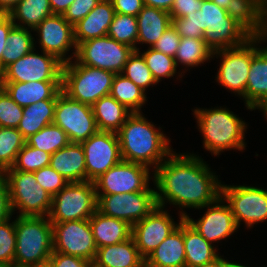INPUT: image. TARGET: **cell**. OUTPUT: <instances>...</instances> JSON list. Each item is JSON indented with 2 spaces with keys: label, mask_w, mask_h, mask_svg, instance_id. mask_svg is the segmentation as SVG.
<instances>
[{
  "label": "cell",
  "mask_w": 267,
  "mask_h": 267,
  "mask_svg": "<svg viewBox=\"0 0 267 267\" xmlns=\"http://www.w3.org/2000/svg\"><path fill=\"white\" fill-rule=\"evenodd\" d=\"M153 176L157 206L173 205L179 210L178 218L186 217L185 209H200L221 196L220 175L198 153L173 151Z\"/></svg>",
  "instance_id": "6da1fadb"
},
{
  "label": "cell",
  "mask_w": 267,
  "mask_h": 267,
  "mask_svg": "<svg viewBox=\"0 0 267 267\" xmlns=\"http://www.w3.org/2000/svg\"><path fill=\"white\" fill-rule=\"evenodd\" d=\"M172 25L181 38H203L212 52L240 46L252 37L211 0H203L198 12L172 19Z\"/></svg>",
  "instance_id": "7a4b0ae2"
},
{
  "label": "cell",
  "mask_w": 267,
  "mask_h": 267,
  "mask_svg": "<svg viewBox=\"0 0 267 267\" xmlns=\"http://www.w3.org/2000/svg\"><path fill=\"white\" fill-rule=\"evenodd\" d=\"M133 112L117 132L122 160L155 170L172 152L171 138L162 127Z\"/></svg>",
  "instance_id": "3957f363"
},
{
  "label": "cell",
  "mask_w": 267,
  "mask_h": 267,
  "mask_svg": "<svg viewBox=\"0 0 267 267\" xmlns=\"http://www.w3.org/2000/svg\"><path fill=\"white\" fill-rule=\"evenodd\" d=\"M226 106L192 108L196 126L203 139V148L214 157L225 151L246 149L248 122Z\"/></svg>",
  "instance_id": "277c9868"
},
{
  "label": "cell",
  "mask_w": 267,
  "mask_h": 267,
  "mask_svg": "<svg viewBox=\"0 0 267 267\" xmlns=\"http://www.w3.org/2000/svg\"><path fill=\"white\" fill-rule=\"evenodd\" d=\"M14 267H29L51 257L53 227L48 216H15Z\"/></svg>",
  "instance_id": "5b68a950"
},
{
  "label": "cell",
  "mask_w": 267,
  "mask_h": 267,
  "mask_svg": "<svg viewBox=\"0 0 267 267\" xmlns=\"http://www.w3.org/2000/svg\"><path fill=\"white\" fill-rule=\"evenodd\" d=\"M264 43H267V39L263 36L251 37L240 46L221 49L212 55L213 60L220 59L215 81L220 87L226 88L227 92L243 100L244 106L251 60Z\"/></svg>",
  "instance_id": "8992f818"
},
{
  "label": "cell",
  "mask_w": 267,
  "mask_h": 267,
  "mask_svg": "<svg viewBox=\"0 0 267 267\" xmlns=\"http://www.w3.org/2000/svg\"><path fill=\"white\" fill-rule=\"evenodd\" d=\"M115 75L73 59L63 64L61 89L70 98L92 106L101 97L110 95Z\"/></svg>",
  "instance_id": "52a82bcc"
},
{
  "label": "cell",
  "mask_w": 267,
  "mask_h": 267,
  "mask_svg": "<svg viewBox=\"0 0 267 267\" xmlns=\"http://www.w3.org/2000/svg\"><path fill=\"white\" fill-rule=\"evenodd\" d=\"M3 174L8 183L13 215L15 213L17 216L49 215L52 196L37 183L34 172L5 170Z\"/></svg>",
  "instance_id": "ba28073f"
},
{
  "label": "cell",
  "mask_w": 267,
  "mask_h": 267,
  "mask_svg": "<svg viewBox=\"0 0 267 267\" xmlns=\"http://www.w3.org/2000/svg\"><path fill=\"white\" fill-rule=\"evenodd\" d=\"M221 184V197L229 205L237 227L247 230L267 221V189L259 186ZM242 222V223H241Z\"/></svg>",
  "instance_id": "9c48e42d"
},
{
  "label": "cell",
  "mask_w": 267,
  "mask_h": 267,
  "mask_svg": "<svg viewBox=\"0 0 267 267\" xmlns=\"http://www.w3.org/2000/svg\"><path fill=\"white\" fill-rule=\"evenodd\" d=\"M97 210L94 182L68 183L52 197L50 222L89 219Z\"/></svg>",
  "instance_id": "30bf717a"
},
{
  "label": "cell",
  "mask_w": 267,
  "mask_h": 267,
  "mask_svg": "<svg viewBox=\"0 0 267 267\" xmlns=\"http://www.w3.org/2000/svg\"><path fill=\"white\" fill-rule=\"evenodd\" d=\"M153 175L154 171L143 164L121 160L93 182L96 195L156 191L155 185L150 186Z\"/></svg>",
  "instance_id": "8fae6325"
},
{
  "label": "cell",
  "mask_w": 267,
  "mask_h": 267,
  "mask_svg": "<svg viewBox=\"0 0 267 267\" xmlns=\"http://www.w3.org/2000/svg\"><path fill=\"white\" fill-rule=\"evenodd\" d=\"M37 51L34 48L7 66L0 73V82L62 81L64 63L52 54Z\"/></svg>",
  "instance_id": "7c38bea8"
},
{
  "label": "cell",
  "mask_w": 267,
  "mask_h": 267,
  "mask_svg": "<svg viewBox=\"0 0 267 267\" xmlns=\"http://www.w3.org/2000/svg\"><path fill=\"white\" fill-rule=\"evenodd\" d=\"M134 51V48L104 36L80 43L75 60L82 65L119 74Z\"/></svg>",
  "instance_id": "4fadbf2b"
},
{
  "label": "cell",
  "mask_w": 267,
  "mask_h": 267,
  "mask_svg": "<svg viewBox=\"0 0 267 267\" xmlns=\"http://www.w3.org/2000/svg\"><path fill=\"white\" fill-rule=\"evenodd\" d=\"M53 123L65 131L70 143L81 144L98 131L92 106L70 98L62 90L56 99Z\"/></svg>",
  "instance_id": "5bb4252c"
},
{
  "label": "cell",
  "mask_w": 267,
  "mask_h": 267,
  "mask_svg": "<svg viewBox=\"0 0 267 267\" xmlns=\"http://www.w3.org/2000/svg\"><path fill=\"white\" fill-rule=\"evenodd\" d=\"M33 32L34 36L38 37H34L36 40L34 47L38 50L56 56L63 63L75 59L77 45L74 40L73 25L68 23L62 14H52L46 17Z\"/></svg>",
  "instance_id": "9a60e30c"
},
{
  "label": "cell",
  "mask_w": 267,
  "mask_h": 267,
  "mask_svg": "<svg viewBox=\"0 0 267 267\" xmlns=\"http://www.w3.org/2000/svg\"><path fill=\"white\" fill-rule=\"evenodd\" d=\"M97 210L126 221L131 226L145 218L156 206V191L96 195Z\"/></svg>",
  "instance_id": "2e32d148"
},
{
  "label": "cell",
  "mask_w": 267,
  "mask_h": 267,
  "mask_svg": "<svg viewBox=\"0 0 267 267\" xmlns=\"http://www.w3.org/2000/svg\"><path fill=\"white\" fill-rule=\"evenodd\" d=\"M51 223L53 227V252L78 256L94 262L97 246L89 219Z\"/></svg>",
  "instance_id": "e0dca14e"
},
{
  "label": "cell",
  "mask_w": 267,
  "mask_h": 267,
  "mask_svg": "<svg viewBox=\"0 0 267 267\" xmlns=\"http://www.w3.org/2000/svg\"><path fill=\"white\" fill-rule=\"evenodd\" d=\"M206 210L197 220L187 214L184 218L202 237L217 249L222 240H227L240 229L237 227L229 205L220 196L214 203L197 210ZM227 238V239H226ZM217 243V245H215Z\"/></svg>",
  "instance_id": "ac0fdd59"
},
{
  "label": "cell",
  "mask_w": 267,
  "mask_h": 267,
  "mask_svg": "<svg viewBox=\"0 0 267 267\" xmlns=\"http://www.w3.org/2000/svg\"><path fill=\"white\" fill-rule=\"evenodd\" d=\"M86 164V181H94L122 160L117 133L97 131L81 143Z\"/></svg>",
  "instance_id": "d6986e66"
},
{
  "label": "cell",
  "mask_w": 267,
  "mask_h": 267,
  "mask_svg": "<svg viewBox=\"0 0 267 267\" xmlns=\"http://www.w3.org/2000/svg\"><path fill=\"white\" fill-rule=\"evenodd\" d=\"M167 208L156 206L145 218L132 226V238L140 255L146 259L184 218L176 222Z\"/></svg>",
  "instance_id": "ffe728a7"
},
{
  "label": "cell",
  "mask_w": 267,
  "mask_h": 267,
  "mask_svg": "<svg viewBox=\"0 0 267 267\" xmlns=\"http://www.w3.org/2000/svg\"><path fill=\"white\" fill-rule=\"evenodd\" d=\"M0 86L21 107L40 100L57 99L62 81L0 82Z\"/></svg>",
  "instance_id": "44dd1931"
},
{
  "label": "cell",
  "mask_w": 267,
  "mask_h": 267,
  "mask_svg": "<svg viewBox=\"0 0 267 267\" xmlns=\"http://www.w3.org/2000/svg\"><path fill=\"white\" fill-rule=\"evenodd\" d=\"M114 15L111 0L100 1L85 18L73 26L76 45L89 39L107 36Z\"/></svg>",
  "instance_id": "7402d4cb"
},
{
  "label": "cell",
  "mask_w": 267,
  "mask_h": 267,
  "mask_svg": "<svg viewBox=\"0 0 267 267\" xmlns=\"http://www.w3.org/2000/svg\"><path fill=\"white\" fill-rule=\"evenodd\" d=\"M267 100V45L263 46L253 57L248 73L245 90L247 110H257Z\"/></svg>",
  "instance_id": "603a6c76"
},
{
  "label": "cell",
  "mask_w": 267,
  "mask_h": 267,
  "mask_svg": "<svg viewBox=\"0 0 267 267\" xmlns=\"http://www.w3.org/2000/svg\"><path fill=\"white\" fill-rule=\"evenodd\" d=\"M69 183L86 182L85 154L81 144L69 143L50 157L49 164Z\"/></svg>",
  "instance_id": "cb8c5ba5"
},
{
  "label": "cell",
  "mask_w": 267,
  "mask_h": 267,
  "mask_svg": "<svg viewBox=\"0 0 267 267\" xmlns=\"http://www.w3.org/2000/svg\"><path fill=\"white\" fill-rule=\"evenodd\" d=\"M93 267H145L132 236L120 243L97 248Z\"/></svg>",
  "instance_id": "d4e9b609"
},
{
  "label": "cell",
  "mask_w": 267,
  "mask_h": 267,
  "mask_svg": "<svg viewBox=\"0 0 267 267\" xmlns=\"http://www.w3.org/2000/svg\"><path fill=\"white\" fill-rule=\"evenodd\" d=\"M145 267H186L183 220L145 259Z\"/></svg>",
  "instance_id": "484cf974"
},
{
  "label": "cell",
  "mask_w": 267,
  "mask_h": 267,
  "mask_svg": "<svg viewBox=\"0 0 267 267\" xmlns=\"http://www.w3.org/2000/svg\"><path fill=\"white\" fill-rule=\"evenodd\" d=\"M138 38L137 51L140 45L153 47L163 33L172 25V19L169 12L146 6L137 15ZM140 44V45H139Z\"/></svg>",
  "instance_id": "4316f807"
},
{
  "label": "cell",
  "mask_w": 267,
  "mask_h": 267,
  "mask_svg": "<svg viewBox=\"0 0 267 267\" xmlns=\"http://www.w3.org/2000/svg\"><path fill=\"white\" fill-rule=\"evenodd\" d=\"M89 224L97 248L123 242L132 235V226L129 223L106 216L98 210L89 218Z\"/></svg>",
  "instance_id": "83f0119b"
},
{
  "label": "cell",
  "mask_w": 267,
  "mask_h": 267,
  "mask_svg": "<svg viewBox=\"0 0 267 267\" xmlns=\"http://www.w3.org/2000/svg\"><path fill=\"white\" fill-rule=\"evenodd\" d=\"M226 11L252 37H264V7L260 0H231Z\"/></svg>",
  "instance_id": "f1b7e54d"
},
{
  "label": "cell",
  "mask_w": 267,
  "mask_h": 267,
  "mask_svg": "<svg viewBox=\"0 0 267 267\" xmlns=\"http://www.w3.org/2000/svg\"><path fill=\"white\" fill-rule=\"evenodd\" d=\"M186 267H199L216 259L220 251L183 219ZM219 251V252H218Z\"/></svg>",
  "instance_id": "f546056e"
},
{
  "label": "cell",
  "mask_w": 267,
  "mask_h": 267,
  "mask_svg": "<svg viewBox=\"0 0 267 267\" xmlns=\"http://www.w3.org/2000/svg\"><path fill=\"white\" fill-rule=\"evenodd\" d=\"M98 131L117 133L133 113L111 95L103 96L92 105Z\"/></svg>",
  "instance_id": "4dcf8cb0"
},
{
  "label": "cell",
  "mask_w": 267,
  "mask_h": 267,
  "mask_svg": "<svg viewBox=\"0 0 267 267\" xmlns=\"http://www.w3.org/2000/svg\"><path fill=\"white\" fill-rule=\"evenodd\" d=\"M55 106L56 99H46L23 107V117L17 129L25 140L53 123Z\"/></svg>",
  "instance_id": "1f68e13d"
},
{
  "label": "cell",
  "mask_w": 267,
  "mask_h": 267,
  "mask_svg": "<svg viewBox=\"0 0 267 267\" xmlns=\"http://www.w3.org/2000/svg\"><path fill=\"white\" fill-rule=\"evenodd\" d=\"M212 55V50L206 45L203 38L183 37L180 40L174 60L177 68H180L181 65V73L186 77L185 73L190 72V69L202 66V64L205 65L206 62L210 63Z\"/></svg>",
  "instance_id": "d6a6232c"
},
{
  "label": "cell",
  "mask_w": 267,
  "mask_h": 267,
  "mask_svg": "<svg viewBox=\"0 0 267 267\" xmlns=\"http://www.w3.org/2000/svg\"><path fill=\"white\" fill-rule=\"evenodd\" d=\"M52 14L49 0H20L10 11L9 16L15 26L34 30Z\"/></svg>",
  "instance_id": "836d02e7"
},
{
  "label": "cell",
  "mask_w": 267,
  "mask_h": 267,
  "mask_svg": "<svg viewBox=\"0 0 267 267\" xmlns=\"http://www.w3.org/2000/svg\"><path fill=\"white\" fill-rule=\"evenodd\" d=\"M110 95L131 112H142L148 102L146 93L121 73L114 76Z\"/></svg>",
  "instance_id": "e575fe53"
},
{
  "label": "cell",
  "mask_w": 267,
  "mask_h": 267,
  "mask_svg": "<svg viewBox=\"0 0 267 267\" xmlns=\"http://www.w3.org/2000/svg\"><path fill=\"white\" fill-rule=\"evenodd\" d=\"M32 29L14 26L7 36V46L2 54V71L34 49Z\"/></svg>",
  "instance_id": "d590c367"
},
{
  "label": "cell",
  "mask_w": 267,
  "mask_h": 267,
  "mask_svg": "<svg viewBox=\"0 0 267 267\" xmlns=\"http://www.w3.org/2000/svg\"><path fill=\"white\" fill-rule=\"evenodd\" d=\"M141 51L142 50H138V52L143 56L146 65L150 69L158 85L162 79L164 80L172 77L174 79V76L175 78L177 77L176 79L182 80L184 75H182L181 70L177 71L178 68L175 64L174 57L163 54L152 47H148L142 52Z\"/></svg>",
  "instance_id": "8d00e7d4"
},
{
  "label": "cell",
  "mask_w": 267,
  "mask_h": 267,
  "mask_svg": "<svg viewBox=\"0 0 267 267\" xmlns=\"http://www.w3.org/2000/svg\"><path fill=\"white\" fill-rule=\"evenodd\" d=\"M25 141L27 145L43 150L51 155L70 143L65 131L54 123L43 127Z\"/></svg>",
  "instance_id": "74e56055"
},
{
  "label": "cell",
  "mask_w": 267,
  "mask_h": 267,
  "mask_svg": "<svg viewBox=\"0 0 267 267\" xmlns=\"http://www.w3.org/2000/svg\"><path fill=\"white\" fill-rule=\"evenodd\" d=\"M25 143L17 128L0 127V173L13 166Z\"/></svg>",
  "instance_id": "f35d334b"
},
{
  "label": "cell",
  "mask_w": 267,
  "mask_h": 267,
  "mask_svg": "<svg viewBox=\"0 0 267 267\" xmlns=\"http://www.w3.org/2000/svg\"><path fill=\"white\" fill-rule=\"evenodd\" d=\"M107 36L117 42L130 46L137 51V17L115 13Z\"/></svg>",
  "instance_id": "ab89813d"
},
{
  "label": "cell",
  "mask_w": 267,
  "mask_h": 267,
  "mask_svg": "<svg viewBox=\"0 0 267 267\" xmlns=\"http://www.w3.org/2000/svg\"><path fill=\"white\" fill-rule=\"evenodd\" d=\"M121 74L134 82L146 94L148 93L147 90L150 86L152 88L158 84L146 65L143 56L138 51H134L129 57Z\"/></svg>",
  "instance_id": "60d3db41"
},
{
  "label": "cell",
  "mask_w": 267,
  "mask_h": 267,
  "mask_svg": "<svg viewBox=\"0 0 267 267\" xmlns=\"http://www.w3.org/2000/svg\"><path fill=\"white\" fill-rule=\"evenodd\" d=\"M51 154L31 147L25 143L18 152L13 166L6 170H17L35 172L43 167L49 166Z\"/></svg>",
  "instance_id": "b9f144b4"
},
{
  "label": "cell",
  "mask_w": 267,
  "mask_h": 267,
  "mask_svg": "<svg viewBox=\"0 0 267 267\" xmlns=\"http://www.w3.org/2000/svg\"><path fill=\"white\" fill-rule=\"evenodd\" d=\"M0 223V262L13 265L16 248L15 217Z\"/></svg>",
  "instance_id": "7bdbcfd3"
},
{
  "label": "cell",
  "mask_w": 267,
  "mask_h": 267,
  "mask_svg": "<svg viewBox=\"0 0 267 267\" xmlns=\"http://www.w3.org/2000/svg\"><path fill=\"white\" fill-rule=\"evenodd\" d=\"M22 117L23 107L0 86V127L17 128Z\"/></svg>",
  "instance_id": "ee69618b"
},
{
  "label": "cell",
  "mask_w": 267,
  "mask_h": 267,
  "mask_svg": "<svg viewBox=\"0 0 267 267\" xmlns=\"http://www.w3.org/2000/svg\"><path fill=\"white\" fill-rule=\"evenodd\" d=\"M35 179L52 197L63 189L69 182L50 165L34 172Z\"/></svg>",
  "instance_id": "f6af8a7d"
},
{
  "label": "cell",
  "mask_w": 267,
  "mask_h": 267,
  "mask_svg": "<svg viewBox=\"0 0 267 267\" xmlns=\"http://www.w3.org/2000/svg\"><path fill=\"white\" fill-rule=\"evenodd\" d=\"M102 0H75L63 14L64 19L73 26L85 18Z\"/></svg>",
  "instance_id": "bcb514c9"
},
{
  "label": "cell",
  "mask_w": 267,
  "mask_h": 267,
  "mask_svg": "<svg viewBox=\"0 0 267 267\" xmlns=\"http://www.w3.org/2000/svg\"><path fill=\"white\" fill-rule=\"evenodd\" d=\"M180 40V35L173 25H171L152 48L163 54L174 57L179 47Z\"/></svg>",
  "instance_id": "7dc6e473"
},
{
  "label": "cell",
  "mask_w": 267,
  "mask_h": 267,
  "mask_svg": "<svg viewBox=\"0 0 267 267\" xmlns=\"http://www.w3.org/2000/svg\"><path fill=\"white\" fill-rule=\"evenodd\" d=\"M203 0H175L170 11L171 19L184 18L201 10Z\"/></svg>",
  "instance_id": "c3c4849f"
},
{
  "label": "cell",
  "mask_w": 267,
  "mask_h": 267,
  "mask_svg": "<svg viewBox=\"0 0 267 267\" xmlns=\"http://www.w3.org/2000/svg\"><path fill=\"white\" fill-rule=\"evenodd\" d=\"M14 217L10 203L9 188L6 177L0 173V223Z\"/></svg>",
  "instance_id": "681fc988"
},
{
  "label": "cell",
  "mask_w": 267,
  "mask_h": 267,
  "mask_svg": "<svg viewBox=\"0 0 267 267\" xmlns=\"http://www.w3.org/2000/svg\"><path fill=\"white\" fill-rule=\"evenodd\" d=\"M55 267H93V262L78 257L59 252H52L50 257Z\"/></svg>",
  "instance_id": "f907efd6"
},
{
  "label": "cell",
  "mask_w": 267,
  "mask_h": 267,
  "mask_svg": "<svg viewBox=\"0 0 267 267\" xmlns=\"http://www.w3.org/2000/svg\"><path fill=\"white\" fill-rule=\"evenodd\" d=\"M115 13L137 17L144 7L143 0H111Z\"/></svg>",
  "instance_id": "816d5d0a"
},
{
  "label": "cell",
  "mask_w": 267,
  "mask_h": 267,
  "mask_svg": "<svg viewBox=\"0 0 267 267\" xmlns=\"http://www.w3.org/2000/svg\"><path fill=\"white\" fill-rule=\"evenodd\" d=\"M14 26L9 14L0 13V73L2 72V54L7 46V36Z\"/></svg>",
  "instance_id": "f5cc1de1"
},
{
  "label": "cell",
  "mask_w": 267,
  "mask_h": 267,
  "mask_svg": "<svg viewBox=\"0 0 267 267\" xmlns=\"http://www.w3.org/2000/svg\"><path fill=\"white\" fill-rule=\"evenodd\" d=\"M75 0H49L53 14H64Z\"/></svg>",
  "instance_id": "db71d44e"
},
{
  "label": "cell",
  "mask_w": 267,
  "mask_h": 267,
  "mask_svg": "<svg viewBox=\"0 0 267 267\" xmlns=\"http://www.w3.org/2000/svg\"><path fill=\"white\" fill-rule=\"evenodd\" d=\"M175 0H143L144 5L155 7L170 13Z\"/></svg>",
  "instance_id": "11a10c76"
},
{
  "label": "cell",
  "mask_w": 267,
  "mask_h": 267,
  "mask_svg": "<svg viewBox=\"0 0 267 267\" xmlns=\"http://www.w3.org/2000/svg\"><path fill=\"white\" fill-rule=\"evenodd\" d=\"M20 0H0V13L9 14Z\"/></svg>",
  "instance_id": "9f6ffc18"
},
{
  "label": "cell",
  "mask_w": 267,
  "mask_h": 267,
  "mask_svg": "<svg viewBox=\"0 0 267 267\" xmlns=\"http://www.w3.org/2000/svg\"><path fill=\"white\" fill-rule=\"evenodd\" d=\"M224 255H219V267H250L248 264H242L240 262L237 263V261L231 262L232 260H228L226 257H223ZM260 267V266H259Z\"/></svg>",
  "instance_id": "6f0895ef"
},
{
  "label": "cell",
  "mask_w": 267,
  "mask_h": 267,
  "mask_svg": "<svg viewBox=\"0 0 267 267\" xmlns=\"http://www.w3.org/2000/svg\"><path fill=\"white\" fill-rule=\"evenodd\" d=\"M29 267H55V265H54L52 259L48 258V259L40 261L36 264L30 265Z\"/></svg>",
  "instance_id": "680465c9"
},
{
  "label": "cell",
  "mask_w": 267,
  "mask_h": 267,
  "mask_svg": "<svg viewBox=\"0 0 267 267\" xmlns=\"http://www.w3.org/2000/svg\"><path fill=\"white\" fill-rule=\"evenodd\" d=\"M211 1L224 10H227V8L230 7V2H231V0H211Z\"/></svg>",
  "instance_id": "91938a15"
},
{
  "label": "cell",
  "mask_w": 267,
  "mask_h": 267,
  "mask_svg": "<svg viewBox=\"0 0 267 267\" xmlns=\"http://www.w3.org/2000/svg\"><path fill=\"white\" fill-rule=\"evenodd\" d=\"M257 110L262 112L263 114L262 116H264V118L267 121V100L263 102L262 105Z\"/></svg>",
  "instance_id": "94428289"
},
{
  "label": "cell",
  "mask_w": 267,
  "mask_h": 267,
  "mask_svg": "<svg viewBox=\"0 0 267 267\" xmlns=\"http://www.w3.org/2000/svg\"><path fill=\"white\" fill-rule=\"evenodd\" d=\"M199 267H219V256L213 261L209 263H205L204 265L199 266Z\"/></svg>",
  "instance_id": "6125c7cd"
},
{
  "label": "cell",
  "mask_w": 267,
  "mask_h": 267,
  "mask_svg": "<svg viewBox=\"0 0 267 267\" xmlns=\"http://www.w3.org/2000/svg\"><path fill=\"white\" fill-rule=\"evenodd\" d=\"M264 37L267 39V4L264 6Z\"/></svg>",
  "instance_id": "be15d7a7"
},
{
  "label": "cell",
  "mask_w": 267,
  "mask_h": 267,
  "mask_svg": "<svg viewBox=\"0 0 267 267\" xmlns=\"http://www.w3.org/2000/svg\"><path fill=\"white\" fill-rule=\"evenodd\" d=\"M0 267H13V265H10V264H7V263L0 262Z\"/></svg>",
  "instance_id": "e7e4bbea"
},
{
  "label": "cell",
  "mask_w": 267,
  "mask_h": 267,
  "mask_svg": "<svg viewBox=\"0 0 267 267\" xmlns=\"http://www.w3.org/2000/svg\"><path fill=\"white\" fill-rule=\"evenodd\" d=\"M260 1L263 7L267 4V0H260Z\"/></svg>",
  "instance_id": "03108f58"
}]
</instances>
